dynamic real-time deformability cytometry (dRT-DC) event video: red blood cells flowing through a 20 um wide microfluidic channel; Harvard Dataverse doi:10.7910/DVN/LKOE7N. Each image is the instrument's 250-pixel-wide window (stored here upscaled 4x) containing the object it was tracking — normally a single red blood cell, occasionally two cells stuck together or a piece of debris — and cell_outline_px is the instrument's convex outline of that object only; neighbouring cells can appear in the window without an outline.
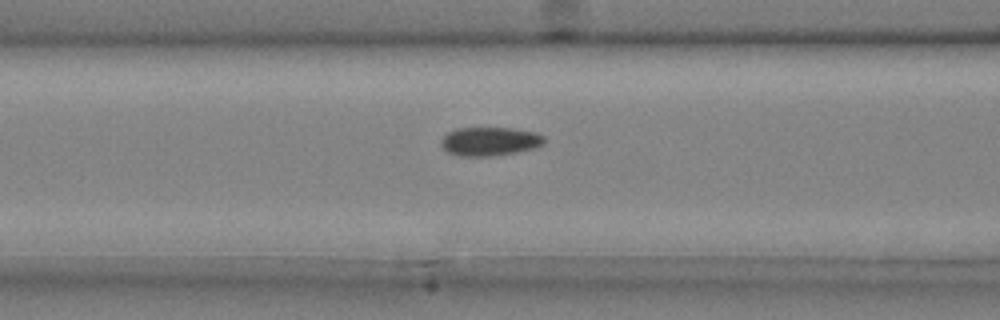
{"species": "common noctule bat (a hibernating species)", "species_latin": "Nyctalus noctula", "temperature_condition": "cold", "stored_images_in_passage": 45, "camera_frame_rate_fps": 3000, "um_per_image_px": 0.085, "animal": {"sex": "male", "body_mass_g": 20.4}, "frame": {"image": 1, "passage_image": 20, "time_ms": 6.333, "image_size_px": [1000, 320], "cell_outline_px": [[544, 140], [536, 148], [516, 152], [492, 156], [460, 156], [448, 152], [440, 144], [440, 140], [448, 132], [456, 128], [512, 128], [536, 132], [544, 136]], "centroid_in_image_um": [41.61, 12.01], "position_along_channel_um": 125.0, "area_um2": 17.22}}
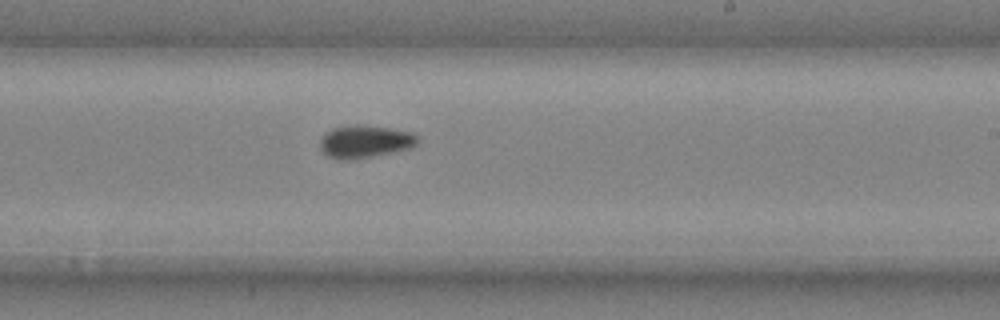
{"frame": {"image": 2, "passage_image": 30, "time_ms": 9.667, "image_size_px": [1000, 320], "cell_outline_px": [[420, 136], [416, 144], [408, 148], [392, 152], [352, 160], [336, 160], [328, 156], [320, 148], [320, 140], [332, 128], [356, 124], [360, 124], [388, 128], [412, 132]], "centroid_in_image_um": [31.02, 12.03], "position_along_channel_um": 258.0, "area_um2": 18.5}}
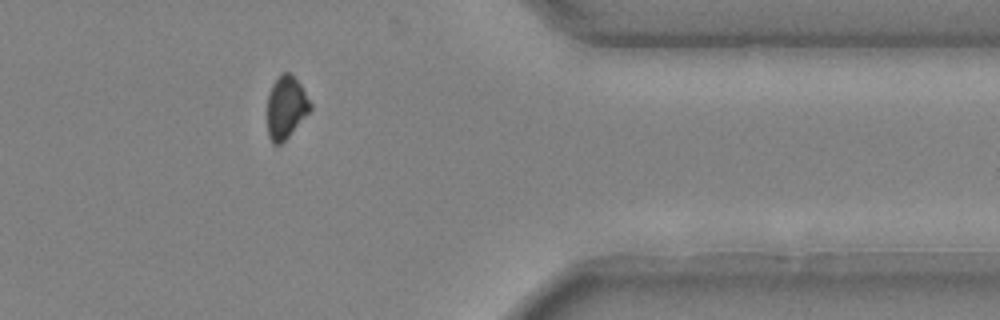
{"frame": {"image": 3, "passage_image": 41, "time_ms": 13.333, "image_size_px": [1000, 320], "cell_outline_px": [[312, 108], [288, 136], [280, 144], [272, 144], [268, 136], [268, 92], [272, 84], [280, 72], [292, 72], [300, 84], [312, 104]], "centroid_in_image_um": [24.3, 9.07], "position_along_channel_um": 387.1, "area_um2": 15.66}}